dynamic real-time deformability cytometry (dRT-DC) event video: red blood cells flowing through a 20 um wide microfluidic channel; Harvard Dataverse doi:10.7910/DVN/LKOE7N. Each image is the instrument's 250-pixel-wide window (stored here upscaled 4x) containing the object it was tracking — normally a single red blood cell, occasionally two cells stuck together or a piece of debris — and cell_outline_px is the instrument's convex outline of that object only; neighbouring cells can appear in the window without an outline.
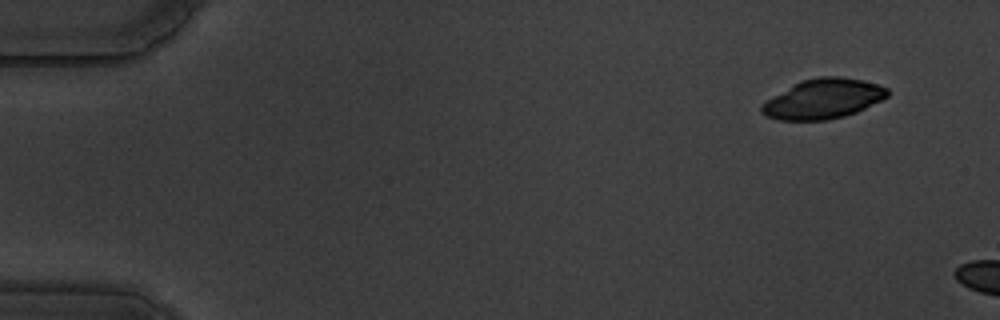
{"species": "common noctule bat (a hibernating species)", "species_latin": "Nyctalus noctula", "temperature_condition": "warm", "stored_images_in_passage": 9, "camera_frame_rate_fps": 3000, "um_per_image_px": 0.085, "animal": {"sex": "male", "body_mass_g": 19.5, "forearm_length_mm": 54.6}, "frame": {"image": 1, "passage_image": 1, "time_ms": 0.0, "image_size_px": [1000, 320], "cell_outline_px": [[888, 96], [856, 112], [844, 116], [828, 120], [776, 120], [764, 116], [760, 112], [760, 104], [772, 96], [792, 84], [800, 80], [820, 76], [840, 76], [864, 80], [888, 88]], "centroid_in_image_um": [69.91, 8.4], "position_along_channel_um": 15.1, "area_um2": 29.42}}